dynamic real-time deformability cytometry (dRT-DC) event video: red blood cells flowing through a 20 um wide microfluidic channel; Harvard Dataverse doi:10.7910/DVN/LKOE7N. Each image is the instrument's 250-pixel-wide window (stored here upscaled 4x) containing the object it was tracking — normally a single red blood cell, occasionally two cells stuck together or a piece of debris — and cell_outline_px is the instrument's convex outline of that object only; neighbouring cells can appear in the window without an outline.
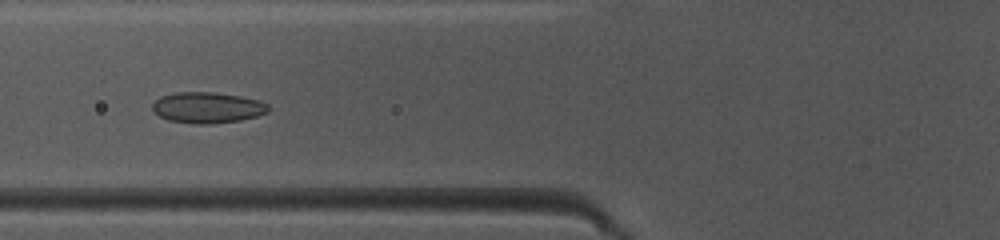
{"species": "common noctule bat (a hibernating species)", "species_latin": "Nyctalus noctula", "temperature_condition": "warm", "stored_images_in_passage": 38, "camera_frame_rate_fps": 3000, "um_per_image_px": 0.085, "animal": {"sex": "female", "body_mass_g": 10.0, "forearm_length_mm": 53.1}, "frame": {"image": 1, "passage_image": 8, "time_ms": 2.333, "image_size_px": [1000, 240], "cell_outline_px": [[268, 112], [256, 116], [240, 120], [212, 124], [196, 124], [168, 120], [160, 116], [152, 108], [152, 104], [160, 96], [176, 92], [212, 92], [240, 96], [260, 100], [268, 104]], "centroid_in_image_um": [17.63, 9.14], "position_along_channel_um": 108.2, "area_um2": 20.87}}
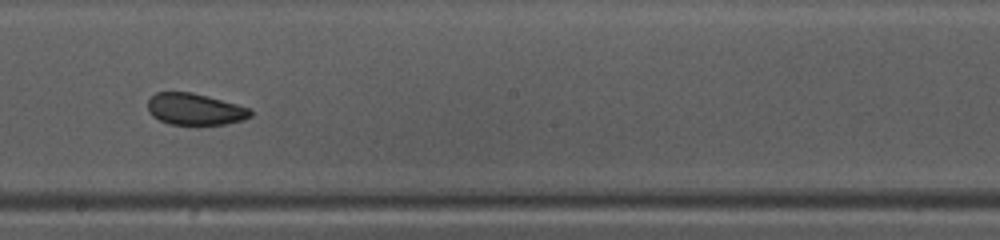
{"frame": {"image": 2, "passage_image": 17, "time_ms": 5.333, "image_size_px": [1000, 240], "cell_outline_px": [[252, 116], [244, 120], [224, 124], [196, 128], [168, 124], [152, 116], [148, 112], [148, 100], [156, 92], [192, 92], [252, 108]], "centroid_in_image_um": [16.59, 9.34], "position_along_channel_um": 231.6, "area_um2": 19.77}}
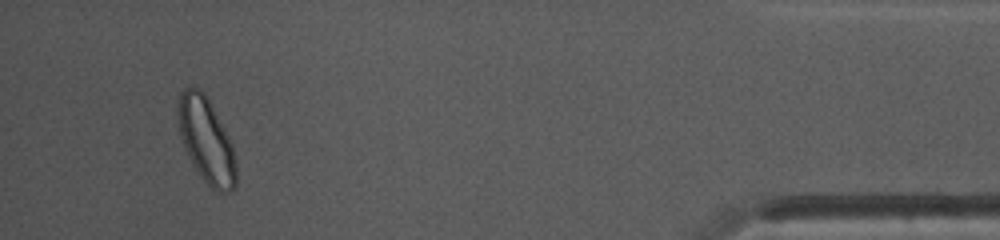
{"frame": {"image": 3, "passage_image": 35, "time_ms": 11.333, "image_size_px": [1000, 240], "cell_outline_px": [[236, 184], [228, 192], [216, 192], [200, 176], [188, 156], [184, 148], [180, 136], [176, 116], [176, 108], [180, 92], [184, 88], [200, 88], [204, 92], [228, 136], [232, 144], [236, 160]], "centroid_in_image_um": [17.5, 11.92], "position_along_channel_um": 417.7, "area_um2": 28.84}, "authors_computed_cell_mechanics": {"area_um2": 20.5479, "velocity_mm_per_s": 4.1068, "shape_relaxation_time_tau1_ms": 3.5999, "shape_relaxation_time_tau2_ms": 3.7076, "deformation_change_tau1": 0.0938, "deformation_change_tau2": 0.1006}}